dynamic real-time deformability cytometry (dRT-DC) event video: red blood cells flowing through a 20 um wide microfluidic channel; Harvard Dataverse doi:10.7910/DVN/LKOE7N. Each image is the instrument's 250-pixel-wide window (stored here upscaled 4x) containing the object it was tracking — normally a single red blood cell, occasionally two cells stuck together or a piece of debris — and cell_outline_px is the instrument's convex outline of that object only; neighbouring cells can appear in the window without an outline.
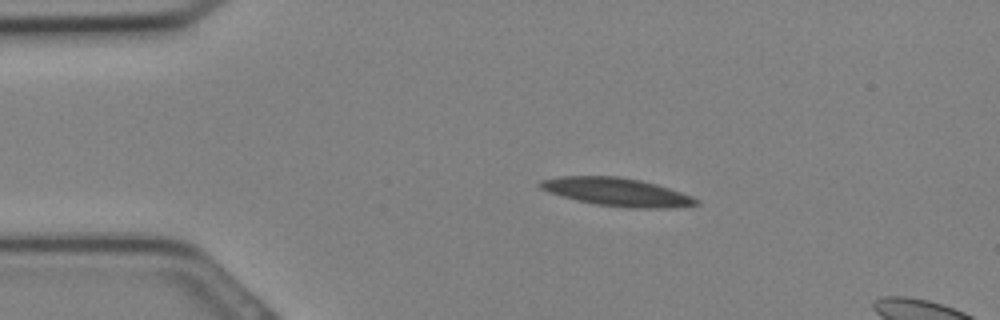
{"species": "Egyptian fruit bat (a non-hibernating species)", "species_latin": "Rousettus aegyptiacus", "temperature_condition": "cold", "stored_images_in_passage": 10, "camera_frame_rate_fps": 3000, "um_per_image_px": 0.085, "animal": {"sex": "female"}, "frame": {"image": 1, "passage_image": 6, "time_ms": 1.667, "image_size_px": [1000, 320], "cell_outline_px": [[700, 200], [696, 204], [668, 208], [624, 208], [596, 204], [576, 200], [548, 192], [540, 188], [536, 184], [540, 180], [560, 176], [616, 176], [640, 180], [656, 184], [692, 196]], "centroid_in_image_um": [52.38, 16.32], "position_along_channel_um": 32.6, "area_um2": 25.55}}